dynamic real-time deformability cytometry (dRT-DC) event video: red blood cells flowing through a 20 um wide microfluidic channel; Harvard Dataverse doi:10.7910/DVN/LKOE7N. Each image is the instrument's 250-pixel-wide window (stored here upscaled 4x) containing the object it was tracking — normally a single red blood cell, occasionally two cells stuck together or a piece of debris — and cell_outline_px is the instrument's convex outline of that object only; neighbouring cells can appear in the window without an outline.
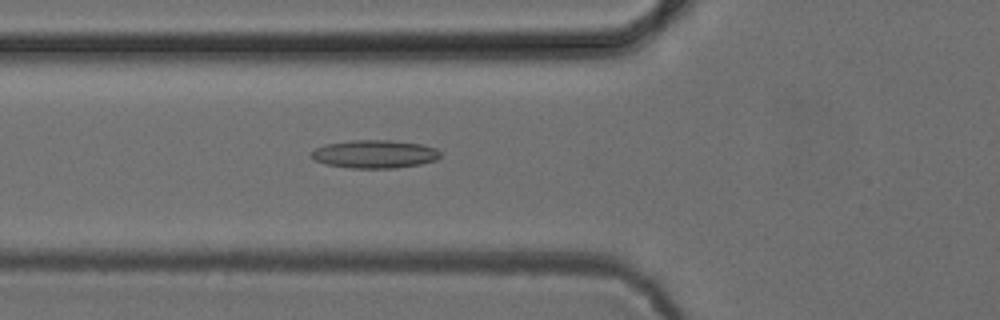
{"species": "common noctule bat (a hibernating species)", "species_latin": "Nyctalus noctula", "temperature_condition": "cold", "stored_images_in_passage": 52, "camera_frame_rate_fps": 3000, "um_per_image_px": 0.085, "animal": {"sex": "female", "body_mass_g": 24.6, "forearm_length_mm": 56.2}, "frame": {"image": 1, "passage_image": 19, "time_ms": 6.0, "image_size_px": [1000, 320], "cell_outline_px": [[440, 156], [436, 160], [420, 164], [392, 168], [352, 168], [324, 164], [312, 160], [312, 152], [316, 148], [324, 144], [352, 140], [388, 140], [420, 144], [436, 148], [440, 152]], "centroid_in_image_um": [31.81, 13.1], "position_along_channel_um": 94.0, "area_um2": 21.1}}
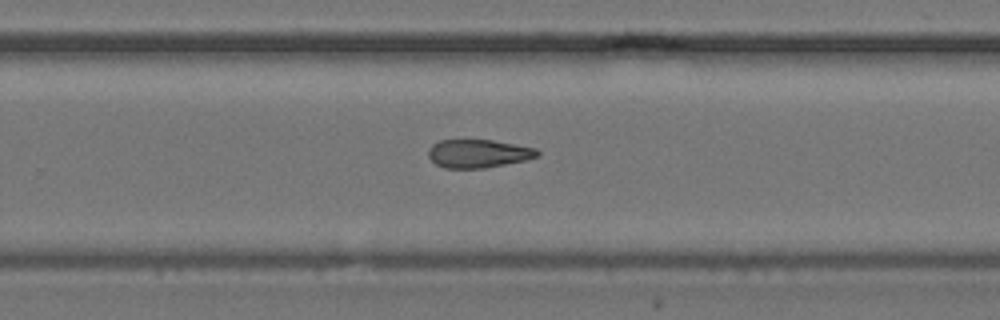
{"frame": {"image": 2, "passage_image": 34, "time_ms": 11.0, "image_size_px": [1000, 320], "cell_outline_px": [[540, 156], [524, 160], [484, 168], [444, 168], [436, 164], [428, 156], [428, 148], [432, 144], [440, 140], [492, 140], [536, 148], [540, 152]], "centroid_in_image_um": [40.64, 13.05], "position_along_channel_um": 289.2, "area_um2": 17.92}}
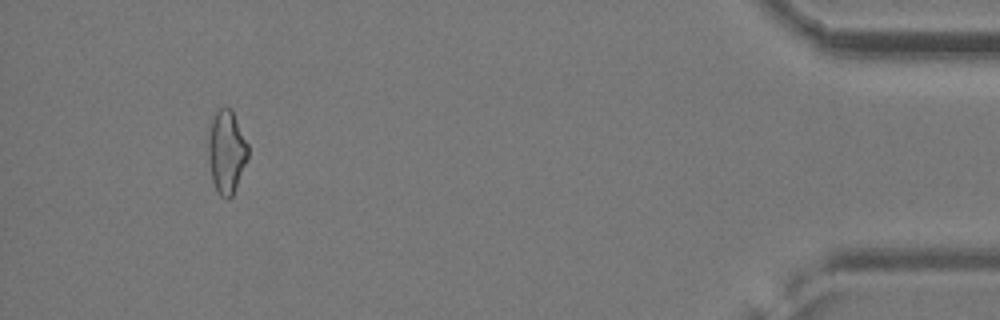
{"frame": {"image": 3, "passage_image": 49, "time_ms": 16.0, "image_size_px": [1000, 320], "cell_outline_px": [[248, 160], [232, 196], [228, 200], [220, 196], [212, 180], [208, 156], [208, 136], [212, 120], [216, 112], [220, 108], [232, 108], [248, 144]], "centroid_in_image_um": [19.27, 12.91], "position_along_channel_um": 415.9, "area_um2": 19.31}, "authors_computed_cell_mechanics": {"area_um2": 19.6809, "velocity_mm_per_s": 3.8953, "shape_relaxation_time_tau1_ms": null, "shape_relaxation_time_tau2_ms": 8.7884, "deformation_change_tau1": null, "deformation_change_tau2": 0.2153}}